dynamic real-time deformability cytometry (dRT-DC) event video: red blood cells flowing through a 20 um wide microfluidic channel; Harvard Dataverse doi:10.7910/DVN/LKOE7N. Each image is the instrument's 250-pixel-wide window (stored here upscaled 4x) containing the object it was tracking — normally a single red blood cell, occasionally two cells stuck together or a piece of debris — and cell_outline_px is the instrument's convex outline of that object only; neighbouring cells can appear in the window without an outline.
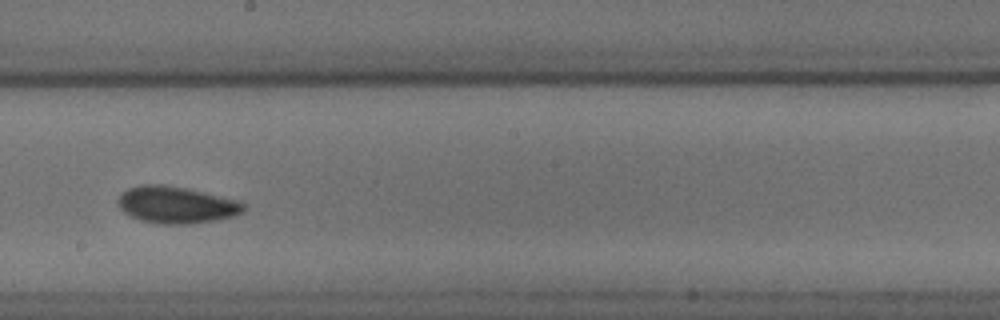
{"species": "common noctule bat (a hibernating species)", "species_latin": "Nyctalus noctula", "temperature_condition": "cold", "stored_images_in_passage": 41, "camera_frame_rate_fps": 3000, "um_per_image_px": 0.085, "animal": {"sex": "male", "body_mass_g": 18.8}, "frame": {"image": 1, "passage_image": 18, "time_ms": 5.667, "image_size_px": [1000, 320], "cell_outline_px": [[244, 208], [240, 212], [232, 216], [192, 224], [160, 224], [140, 220], [128, 216], [116, 204], [116, 200], [120, 192], [128, 188], [144, 184], [160, 184], [184, 188], [240, 200], [244, 204]], "centroid_in_image_um": [14.9, 17.41], "position_along_channel_um": 233.3, "area_um2": 26.99}, "authors_computed_cell_mechanics": {"area_um2": 25.2586, "velocity_mm_per_s": 3.6977, "shape_relaxation_time_tau1_ms": 4.7192, "shape_relaxation_time_tau2_ms": 2.7449, "deformation_change_tau1": 0.1141, "deformation_change_tau2": 0.0625}}